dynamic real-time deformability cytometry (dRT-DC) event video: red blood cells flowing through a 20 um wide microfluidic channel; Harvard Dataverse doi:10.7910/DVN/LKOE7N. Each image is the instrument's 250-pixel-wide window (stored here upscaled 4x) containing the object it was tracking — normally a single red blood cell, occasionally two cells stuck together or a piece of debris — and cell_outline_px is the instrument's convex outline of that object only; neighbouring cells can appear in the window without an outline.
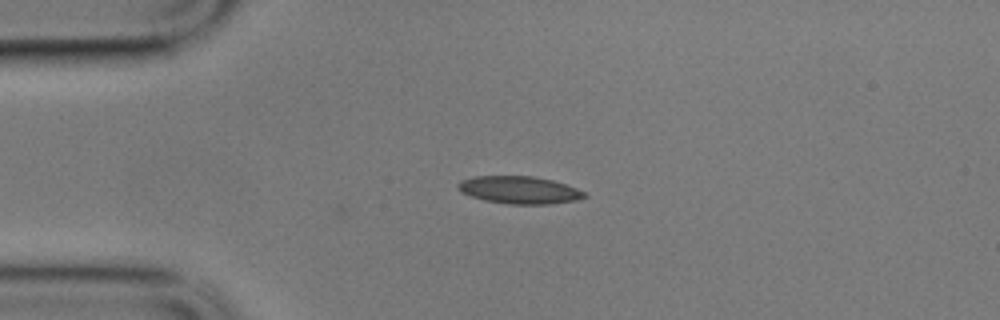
{"species": "common noctule bat (a hibernating species)", "species_latin": "Nyctalus noctula", "temperature_condition": "cold", "stored_images_in_passage": 3, "camera_frame_rate_fps": 3000, "um_per_image_px": 0.085, "animal": {"sex": "male", "body_mass_g": 17.9}, "frame": {"image": 1, "passage_image": 3, "time_ms": 0.667, "image_size_px": [1000, 320], "cell_outline_px": [[588, 196], [576, 200], [548, 204], [508, 204], [484, 200], [460, 192], [456, 188], [456, 184], [460, 180], [472, 176], [532, 176], [552, 180], [576, 188], [584, 192]], "centroid_in_image_um": [44.08, 16.14], "position_along_channel_um": 40.9, "area_um2": 20.29}}